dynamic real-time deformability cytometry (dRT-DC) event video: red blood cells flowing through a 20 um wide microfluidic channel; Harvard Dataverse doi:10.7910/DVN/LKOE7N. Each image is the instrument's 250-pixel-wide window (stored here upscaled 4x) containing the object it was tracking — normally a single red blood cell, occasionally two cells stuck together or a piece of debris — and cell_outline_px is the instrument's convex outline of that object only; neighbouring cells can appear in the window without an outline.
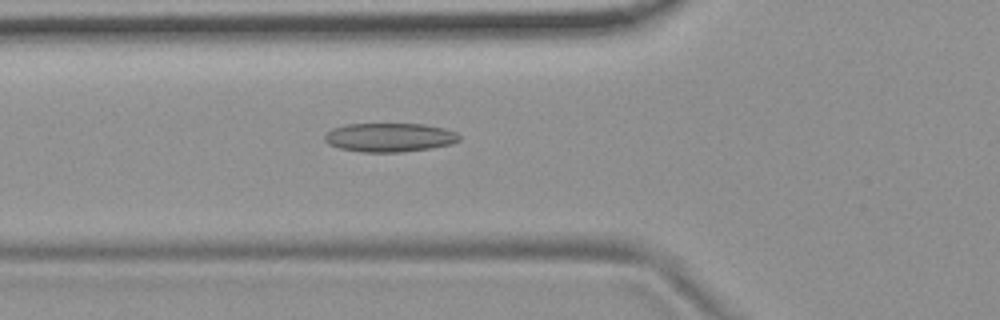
{"species": "common noctule bat (a hibernating species)", "species_latin": "Nyctalus noctula", "temperature_condition": "room temperature", "stored_images_in_passage": 48, "camera_frame_rate_fps": 3000, "um_per_image_px": 0.085, "animal": {"sex": "female", "body_mass_g": 19.9}, "frame": {"image": 1, "passage_image": 13, "time_ms": 4.0, "image_size_px": [1000, 320], "cell_outline_px": [[460, 140], [452, 144], [432, 148], [400, 152], [360, 152], [340, 148], [328, 144], [324, 140], [324, 136], [332, 128], [344, 124], [424, 124], [444, 128], [456, 132], [460, 136]], "centroid_in_image_um": [33.11, 11.68], "position_along_channel_um": 92.7, "area_um2": 22.77}}
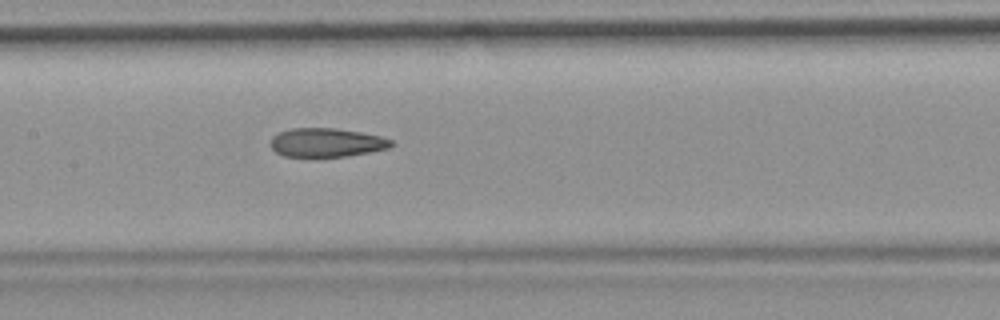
{"frame": {"image": 2, "passage_image": 20, "time_ms": 6.333, "image_size_px": [1000, 320], "cell_outline_px": [[396, 144], [392, 148], [348, 156], [284, 156], [276, 152], [272, 148], [272, 136], [280, 132], [292, 128], [336, 128], [360, 132], [380, 136], [392, 140]], "centroid_in_image_um": [27.82, 12.11], "position_along_channel_um": 179.6, "area_um2": 20.23}}
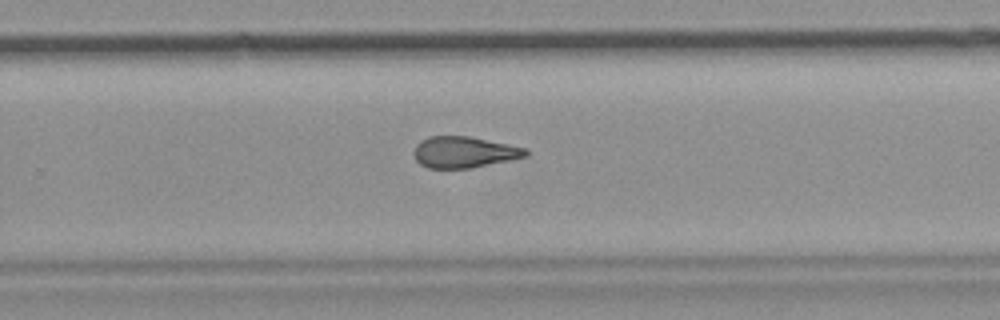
{"frame": {"image": 3, "passage_image": 29, "time_ms": 9.333, "image_size_px": [1000, 320], "cell_outline_px": [[528, 156], [472, 168], [428, 168], [420, 164], [416, 160], [412, 152], [416, 144], [420, 140], [428, 136], [468, 136], [528, 148]], "centroid_in_image_um": [39.43, 12.93], "position_along_channel_um": 290.4, "area_um2": 20.52}, "authors_computed_cell_mechanics": {"area_um2": 21.1837, "velocity_mm_per_s": 3.7133, "shape_relaxation_time_tau1_ms": null, "shape_relaxation_time_tau2_ms": 3.319, "deformation_change_tau1": null, "deformation_change_tau2": 0.1318}}